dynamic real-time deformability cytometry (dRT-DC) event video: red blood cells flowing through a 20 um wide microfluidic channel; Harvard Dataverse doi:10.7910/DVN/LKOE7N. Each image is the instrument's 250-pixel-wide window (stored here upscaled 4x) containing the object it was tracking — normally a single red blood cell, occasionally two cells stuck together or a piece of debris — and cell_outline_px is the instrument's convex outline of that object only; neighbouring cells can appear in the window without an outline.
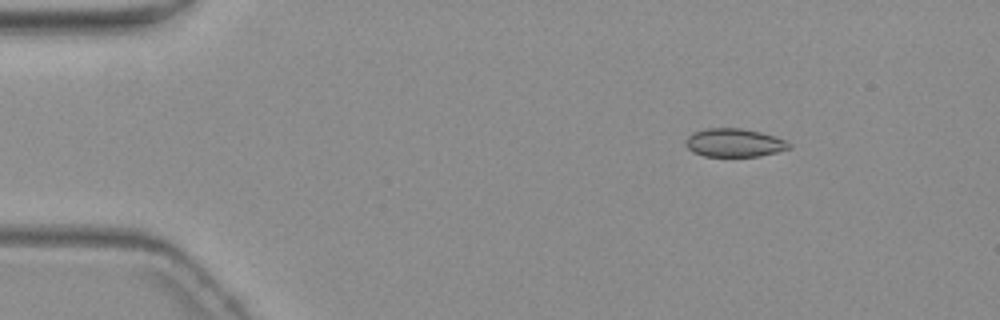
{"species": "common noctule bat (a hibernating species)", "species_latin": "Nyctalus noctula", "temperature_condition": "warm", "stored_images_in_passage": 4, "camera_frame_rate_fps": 3000, "um_per_image_px": 0.085, "animal": {"sex": "female", "body_mass_g": 19.3, "forearm_length_mm": 54.1}, "frame": {"image": 1, "passage_image": 2, "time_ms": 1.333, "image_size_px": [1000, 320], "cell_outline_px": [[792, 148], [760, 156], [704, 156], [692, 152], [684, 144], [684, 140], [692, 132], [704, 128], [740, 128], [760, 132], [788, 140], [792, 144]], "centroid_in_image_um": [62.41, 12.13], "position_along_channel_um": 22.6, "area_um2": 17.34}}
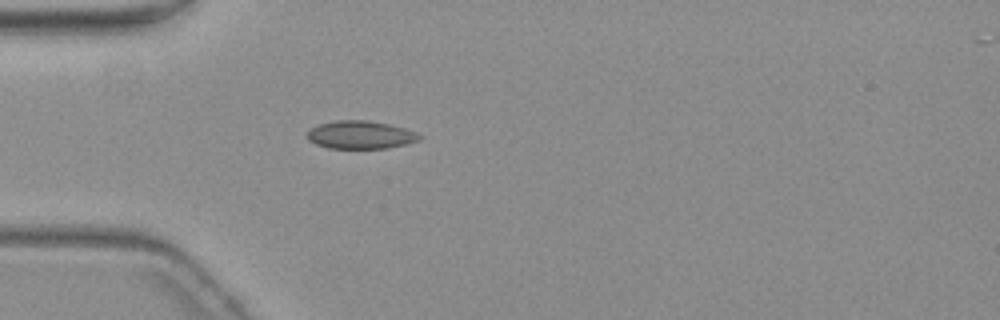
{"frame": {"image": 2, "passage_image": 4, "time_ms": 4.333, "image_size_px": [1000, 320], "cell_outline_px": [[420, 140], [388, 148], [328, 148], [316, 144], [308, 140], [308, 132], [312, 128], [320, 124], [336, 120], [364, 120], [388, 124], [404, 128], [416, 132], [420, 136]], "centroid_in_image_um": [30.63, 11.46], "position_along_channel_um": 54.4, "area_um2": 18.03}}